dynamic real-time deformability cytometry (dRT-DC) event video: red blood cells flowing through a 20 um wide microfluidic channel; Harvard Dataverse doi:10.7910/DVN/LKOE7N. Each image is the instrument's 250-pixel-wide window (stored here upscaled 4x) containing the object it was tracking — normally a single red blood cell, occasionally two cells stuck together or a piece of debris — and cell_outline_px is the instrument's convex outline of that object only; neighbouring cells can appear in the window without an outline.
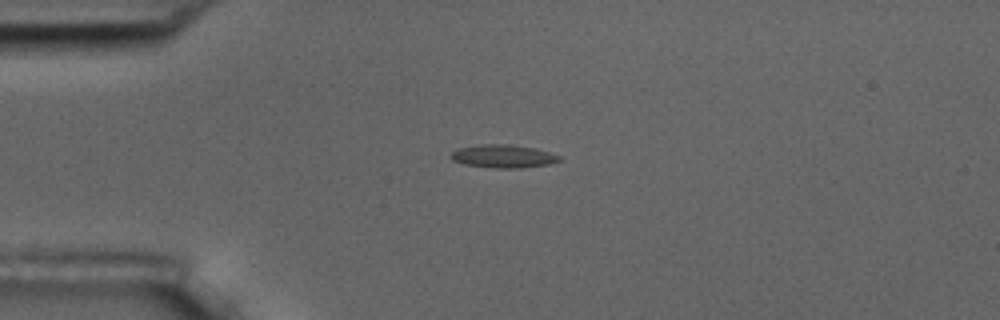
{"species": "common noctule bat (a hibernating species)", "species_latin": "Nyctalus noctula", "temperature_condition": "room temperature", "stored_images_in_passage": 37, "camera_frame_rate_fps": 3000, "um_per_image_px": 0.085, "animal": {"sex": "male", "body_mass_g": 17.5, "forearm_length_mm": 52.3}, "frame": {"image": 1, "passage_image": 1, "time_ms": 0.0, "image_size_px": [1000, 320], "cell_outline_px": [[560, 160], [548, 164], [520, 168], [496, 168], [464, 164], [452, 160], [452, 152], [456, 148], [480, 144], [512, 144], [532, 148], [548, 152], [560, 156]], "centroid_in_image_um": [42.73, 13.27], "position_along_channel_um": 42.3, "area_um2": 14.45}}
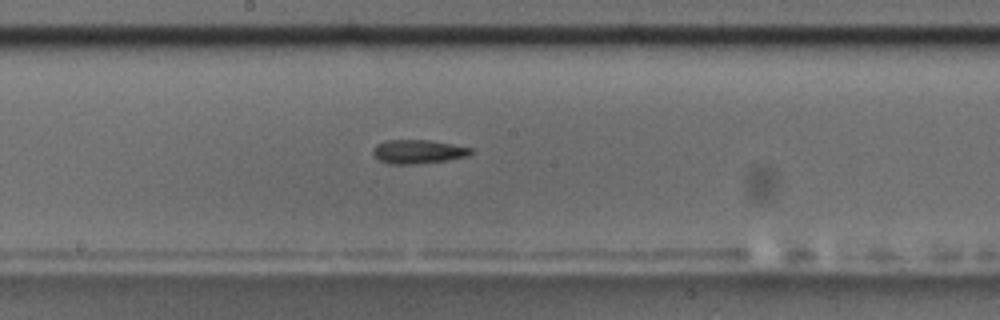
{"frame": {"image": 2, "passage_image": 17, "time_ms": 5.333, "image_size_px": [1000, 320], "cell_outline_px": [[472, 152], [468, 156], [448, 160], [416, 164], [388, 164], [380, 160], [372, 152], [372, 148], [376, 144], [388, 140], [428, 140], [452, 144], [472, 148]], "centroid_in_image_um": [35.53, 12.89], "position_along_channel_um": 212.7, "area_um2": 13.58}}
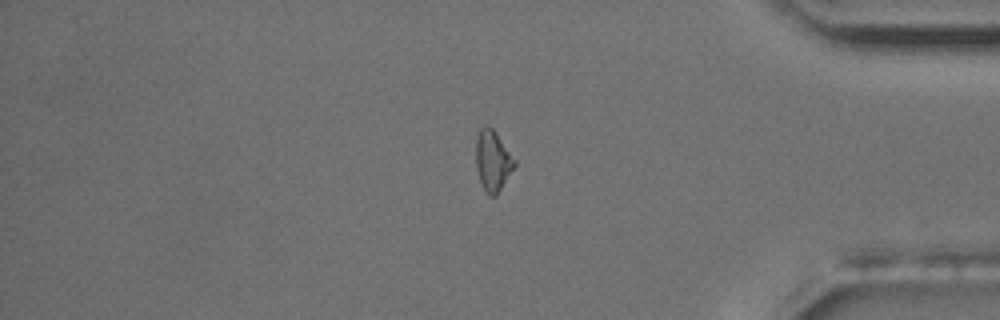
{"frame": {"image": 3, "passage_image": 34, "time_ms": 11.0, "image_size_px": [1000, 320], "cell_outline_px": [[516, 164], [496, 196], [488, 196], [480, 184], [476, 168], [476, 136], [480, 128], [488, 124], [496, 132], [516, 160]], "centroid_in_image_um": [41.87, 13.66], "position_along_channel_um": 393.3, "area_um2": 13.81}, "authors_computed_cell_mechanics": {"area_um2": 13.294, "velocity_mm_per_s": 3.632, "shape_relaxation_time_tau1_ms": 6.6181, "shape_relaxation_time_tau2_ms": 9.7857, "deformation_change_tau1": 0.1403, "deformation_change_tau2": 0.1622}}